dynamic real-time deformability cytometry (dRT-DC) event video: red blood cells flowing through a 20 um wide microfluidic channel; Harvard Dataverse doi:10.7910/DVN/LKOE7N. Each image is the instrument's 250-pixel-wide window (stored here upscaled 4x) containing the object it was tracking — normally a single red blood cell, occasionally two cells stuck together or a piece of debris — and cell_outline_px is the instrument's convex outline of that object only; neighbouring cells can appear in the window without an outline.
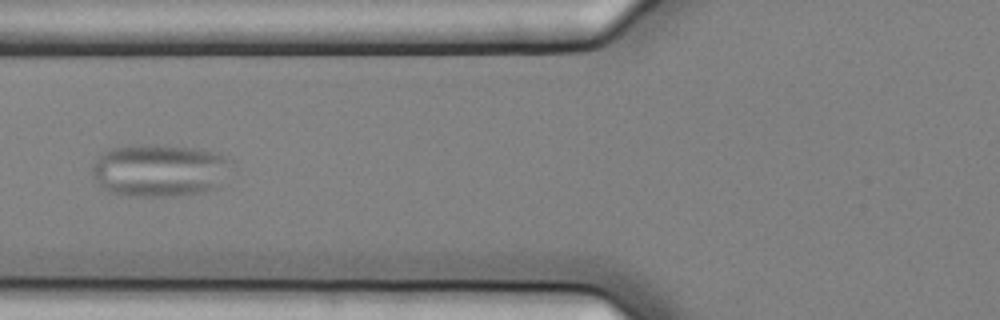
{"species": "common noctule bat (a hibernating species)", "species_latin": "Nyctalus noctula", "temperature_condition": "cold", "stored_images_in_passage": 12, "camera_frame_rate_fps": 3000, "um_per_image_px": 0.085, "animal": {"sex": "female", "body_mass_g": 25.1}, "frame": {"image": 1, "passage_image": 3, "time_ms": 0.667, "image_size_px": [1000, 320], "cell_outline_px": [[236, 160], [220, 188], [204, 192], [180, 196], [128, 196], [108, 192], [96, 180], [92, 172], [92, 164], [108, 148], [148, 144], [156, 144], [196, 148], [212, 152]], "centroid_in_image_um": [13.64, 14.49], "position_along_channel_um": 112.2, "area_um2": 43.47}}
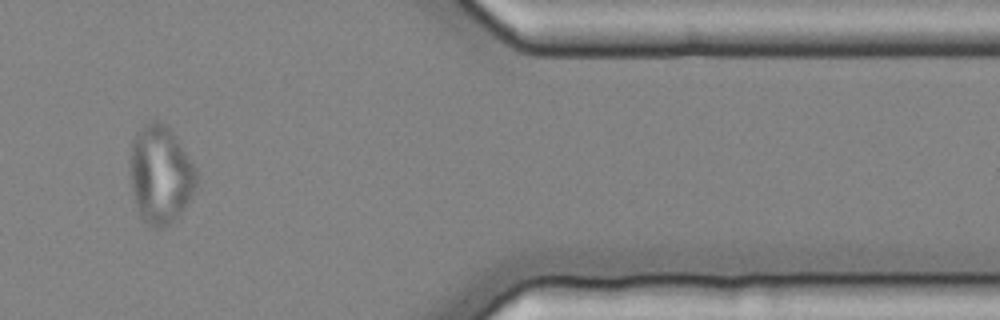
{"frame": {"image": 2, "passage_image": 10, "time_ms": 3.0, "image_size_px": [1000, 320], "cell_outline_px": [[196, 184], [192, 192], [184, 204], [168, 224], [164, 228], [152, 228], [140, 216], [136, 208], [132, 192], [132, 144], [136, 132], [148, 120], [160, 120], [176, 136], [196, 168]], "centroid_in_image_um": [13.62, 14.79], "position_along_channel_um": 397.8, "area_um2": 36.99}}